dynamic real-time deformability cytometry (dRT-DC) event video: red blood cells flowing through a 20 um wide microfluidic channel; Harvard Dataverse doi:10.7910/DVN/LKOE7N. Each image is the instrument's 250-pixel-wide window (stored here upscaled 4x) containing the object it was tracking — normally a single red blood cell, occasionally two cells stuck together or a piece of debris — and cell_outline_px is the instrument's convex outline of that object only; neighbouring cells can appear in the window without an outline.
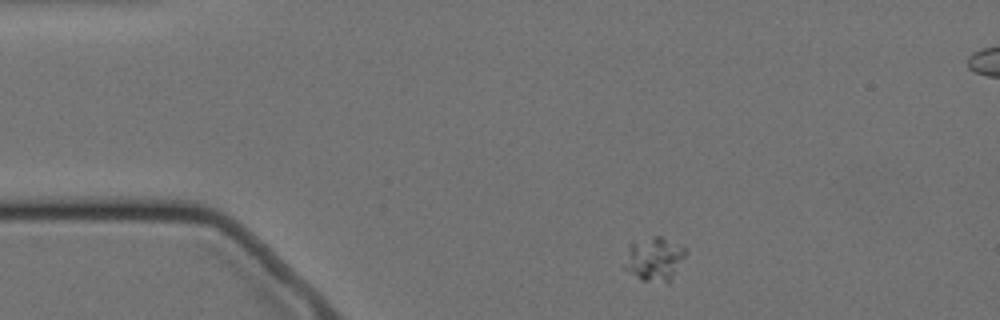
{"species": "Egyptian fruit bat (a non-hibernating species)", "species_latin": "Rousettus aegyptiacus", "temperature_condition": "cold", "stored_images_in_passage": 3, "camera_frame_rate_fps": 3000, "um_per_image_px": 0.085, "animal": {"sex": "female"}, "frame": {"image": 1, "passage_image": 1, "time_ms": 0.0, "image_size_px": [1000, 320], "cell_outline_px": [[688, 252], [668, 284], [640, 280], [624, 268], [632, 240], [652, 236], [660, 236], [688, 248]], "centroid_in_image_um": [55.66, 22.01], "position_along_channel_um": 29.3, "area_um2": 15.78}}